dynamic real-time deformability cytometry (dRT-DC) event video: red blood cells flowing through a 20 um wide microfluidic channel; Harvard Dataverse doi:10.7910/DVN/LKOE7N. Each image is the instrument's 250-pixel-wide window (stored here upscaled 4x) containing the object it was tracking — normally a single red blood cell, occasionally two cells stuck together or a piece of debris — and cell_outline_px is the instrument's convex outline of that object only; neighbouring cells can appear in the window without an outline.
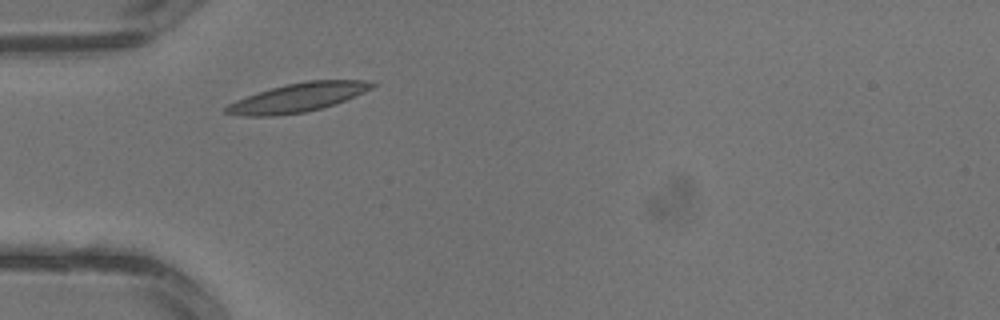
{"species": "common noctule bat (a hibernating species)", "species_latin": "Nyctalus noctula", "temperature_condition": "warm", "stored_images_in_passage": 2, "camera_frame_rate_fps": 3000, "um_per_image_px": 0.085, "animal": {"sex": "male", "body_mass_g": 13.3}, "frame": {"image": 1, "passage_image": 1, "time_ms": 0.0, "image_size_px": [1000, 320], "cell_outline_px": [[376, 84], [372, 88], [364, 92], [336, 104], [324, 108], [304, 112], [276, 116], [244, 116], [224, 112], [224, 108], [228, 104], [236, 100], [272, 88], [288, 84], [308, 80], [364, 80]], "centroid_in_image_um": [25.33, 8.3], "position_along_channel_um": 59.7, "area_um2": 24.28}}
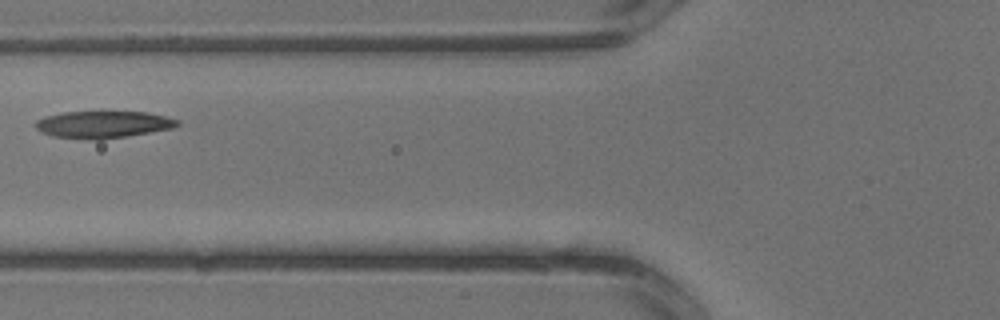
{"frame": {"image": 2, "passage_image": 2, "time_ms": 0.333, "image_size_px": [1000, 320], "cell_outline_px": [[180, 124], [172, 128], [100, 140], [88, 140], [52, 136], [40, 132], [36, 128], [36, 120], [44, 116], [64, 112], [148, 112], [180, 120]], "centroid_in_image_um": [8.72, 10.58], "position_along_channel_um": 117.1, "area_um2": 22.31}}